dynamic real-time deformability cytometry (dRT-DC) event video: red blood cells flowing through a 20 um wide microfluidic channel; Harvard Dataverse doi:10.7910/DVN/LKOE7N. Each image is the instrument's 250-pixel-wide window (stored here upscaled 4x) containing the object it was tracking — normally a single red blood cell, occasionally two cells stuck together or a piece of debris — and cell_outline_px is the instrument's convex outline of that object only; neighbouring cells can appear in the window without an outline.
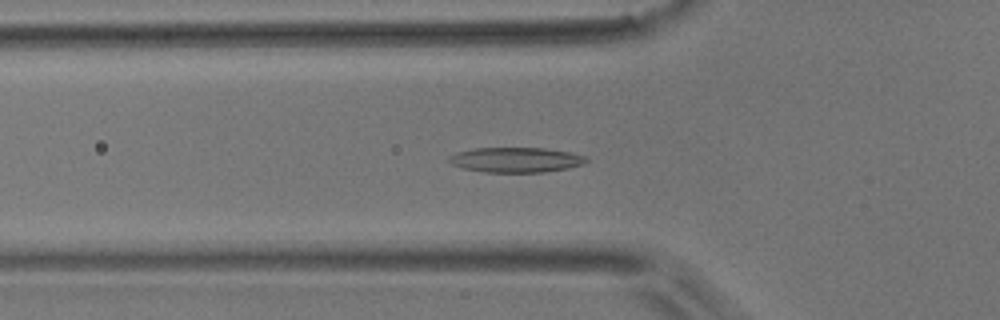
{"species": "common noctule bat (a hibernating species)", "species_latin": "Nyctalus noctula", "temperature_condition": "room temperature", "stored_images_in_passage": 53, "camera_frame_rate_fps": 3000, "um_per_image_px": 0.085, "animal": {"sex": "male", "body_mass_g": 17.9}, "frame": {"image": 1, "passage_image": 18, "time_ms": 5.667, "image_size_px": [1000, 320], "cell_outline_px": [[588, 160], [584, 164], [568, 168], [544, 172], [484, 172], [464, 168], [448, 164], [448, 156], [456, 152], [476, 148], [544, 148], [572, 152], [584, 156]], "centroid_in_image_um": [43.83, 13.58], "position_along_channel_um": 82.0, "area_um2": 20.11}}
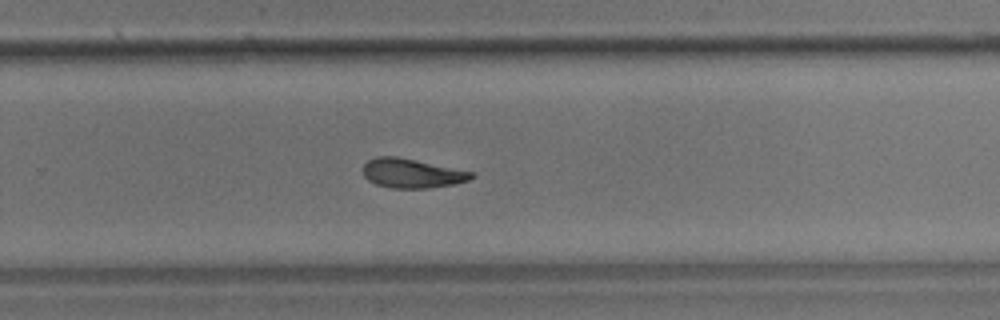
{"frame": {"image": 2, "passage_image": 35, "time_ms": 11.333, "image_size_px": [1000, 320], "cell_outline_px": [[476, 176], [468, 180], [452, 184], [428, 188], [388, 188], [376, 184], [368, 180], [364, 176], [364, 164], [368, 160], [376, 156], [396, 156], [476, 172]], "centroid_in_image_um": [35.02, 14.72], "position_along_channel_um": 294.8, "area_um2": 18.55}}
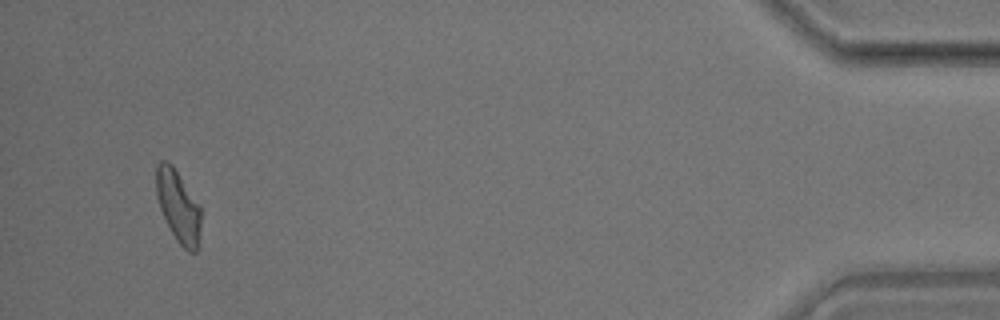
{"frame": {"image": 3, "passage_image": 51, "time_ms": 16.667, "image_size_px": [1000, 320], "cell_outline_px": [[200, 228], [196, 252], [188, 252], [176, 240], [160, 208], [156, 196], [156, 164], [160, 160], [168, 160], [172, 164], [200, 204]], "centroid_in_image_um": [15.14, 17.48], "position_along_channel_um": 420.1, "area_um2": 18.73}, "authors_computed_cell_mechanics": {"area_um2": 19.363, "velocity_mm_per_s": 3.7522, "shape_relaxation_time_tau1_ms": 7.9319, "shape_relaxation_time_tau2_ms": 4.9146, "deformation_change_tau1": 0.1798, "deformation_change_tau2": 0.1301}}